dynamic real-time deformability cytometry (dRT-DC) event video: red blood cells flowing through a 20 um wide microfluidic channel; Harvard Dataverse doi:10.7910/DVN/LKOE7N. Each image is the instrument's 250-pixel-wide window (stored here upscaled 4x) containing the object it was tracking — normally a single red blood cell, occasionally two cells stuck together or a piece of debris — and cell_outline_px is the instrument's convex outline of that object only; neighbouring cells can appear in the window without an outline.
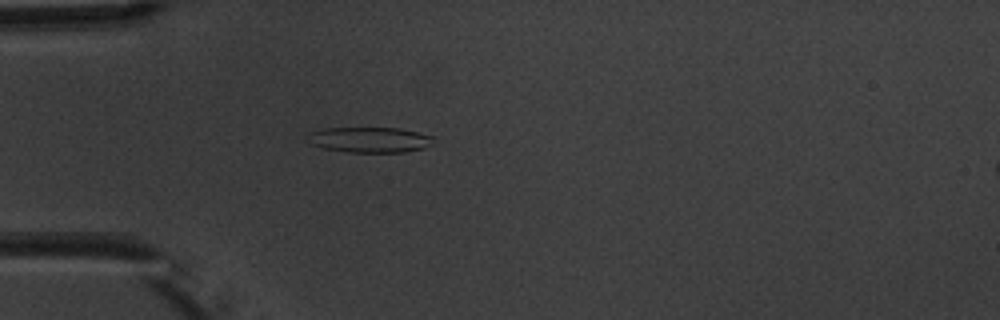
{"species": "common noctule bat (a hibernating species)", "species_latin": "Nyctalus noctula", "temperature_condition": "warm", "stored_images_in_passage": 4, "camera_frame_rate_fps": 3000, "um_per_image_px": 0.085, "animal": {"sex": "male", "body_mass_g": 20.1, "forearm_length_mm": 53.5}, "frame": {"image": 1, "passage_image": 4, "time_ms": 3.333, "image_size_px": [1000, 320], "cell_outline_px": [[436, 136], [432, 144], [424, 148], [404, 152], [348, 152], [324, 148], [312, 144], [304, 140], [308, 132], [324, 128], [400, 128]], "centroid_in_image_um": [31.41, 11.87], "position_along_channel_um": 53.6, "area_um2": 18.96}}